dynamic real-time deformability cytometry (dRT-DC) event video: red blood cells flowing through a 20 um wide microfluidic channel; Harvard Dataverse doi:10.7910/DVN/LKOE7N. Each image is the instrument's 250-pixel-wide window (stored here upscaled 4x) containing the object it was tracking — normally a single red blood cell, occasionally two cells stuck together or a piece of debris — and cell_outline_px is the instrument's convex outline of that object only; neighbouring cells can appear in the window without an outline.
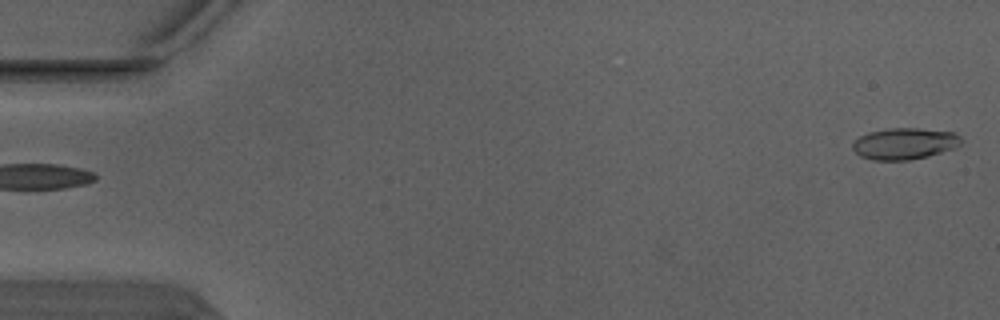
{"species": "Egyptian fruit bat (a non-hibernating species)", "species_latin": "Rousettus aegyptiacus", "temperature_condition": "warm", "stored_images_in_passage": 5, "segment_of_instrument_passage": [2, 2], "camera_frame_rate_fps": 3000, "um_per_image_px": 0.085, "animal": {"sex": "male"}, "frame": {"image": 1, "passage_image": 5, "time_ms": 1.333, "image_size_px": [1000, 320], "cell_outline_px": [[964, 140], [960, 144], [952, 148], [928, 156], [912, 160], [872, 160], [860, 156], [852, 148], [852, 140], [868, 132], [888, 128], [920, 128], [952, 132], [960, 136]], "centroid_in_image_um": [76.85, 12.2], "position_along_channel_um": 8.2, "area_um2": 20.0}}